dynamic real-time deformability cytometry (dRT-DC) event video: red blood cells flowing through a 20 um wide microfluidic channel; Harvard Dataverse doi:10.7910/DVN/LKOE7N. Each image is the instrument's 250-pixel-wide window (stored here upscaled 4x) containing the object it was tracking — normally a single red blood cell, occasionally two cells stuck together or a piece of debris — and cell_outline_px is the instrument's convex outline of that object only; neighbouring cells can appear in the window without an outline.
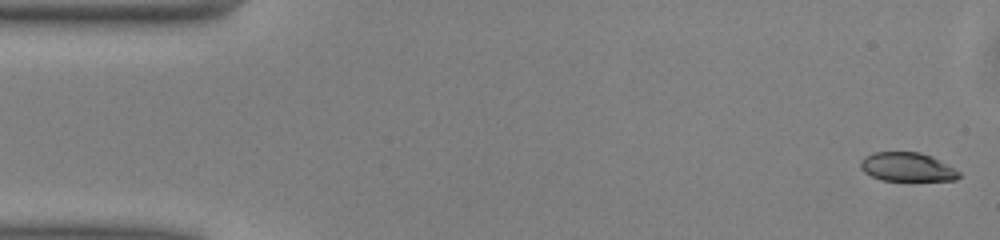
{"species": "common noctule bat (a hibernating species)", "species_latin": "Nyctalus noctula", "temperature_condition": "warm", "stored_images_in_passage": 12, "camera_frame_rate_fps": 3000, "um_per_image_px": 0.085, "animal": {"sex": "male", "body_mass_g": 13.0, "forearm_length_mm": 53.1}, "frame": {"image": 1, "passage_image": 1, "time_ms": 0.0, "image_size_px": [1000, 240], "cell_outline_px": [[960, 176], [956, 180], [880, 180], [864, 172], [860, 168], [860, 160], [864, 156], [872, 152], [920, 152], [932, 156], [940, 160], [960, 172]], "centroid_in_image_um": [77.08, 14.18], "position_along_channel_um": 7.9, "area_um2": 16.59}}